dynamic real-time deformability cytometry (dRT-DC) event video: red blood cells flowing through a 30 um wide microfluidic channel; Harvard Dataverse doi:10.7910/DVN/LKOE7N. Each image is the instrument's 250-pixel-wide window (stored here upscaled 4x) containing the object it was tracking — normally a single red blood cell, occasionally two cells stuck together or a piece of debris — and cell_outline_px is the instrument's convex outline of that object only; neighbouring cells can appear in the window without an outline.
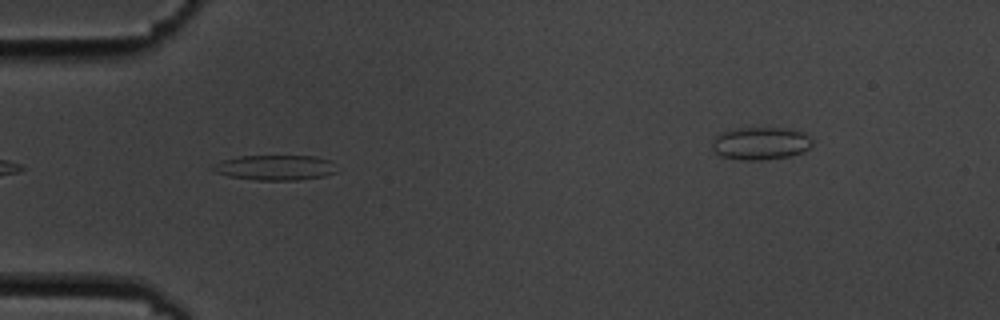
{"species": "common noctule bat (a hibernating species)", "species_latin": "Nyctalus noctula", "temperature_condition": "cold", "stored_images_in_passage": 26, "camera_frame_rate_fps": 3000, "um_per_image_px": 0.085, "animal": {"sex": "male", "body_mass_g": 19.5, "forearm_length_mm": 54.6}, "frame": {"image": 1, "passage_image": 1, "time_ms": 0.0, "image_size_px": [1000, 320], "cell_outline_px": [[336, 172], [324, 176], [296, 180], [256, 180], [228, 176], [216, 172], [208, 168], [220, 160], [240, 156], [316, 156], [332, 160]], "centroid_in_image_um": [23.36, 14.24], "position_along_channel_um": 61.6, "area_um2": 18.26}}
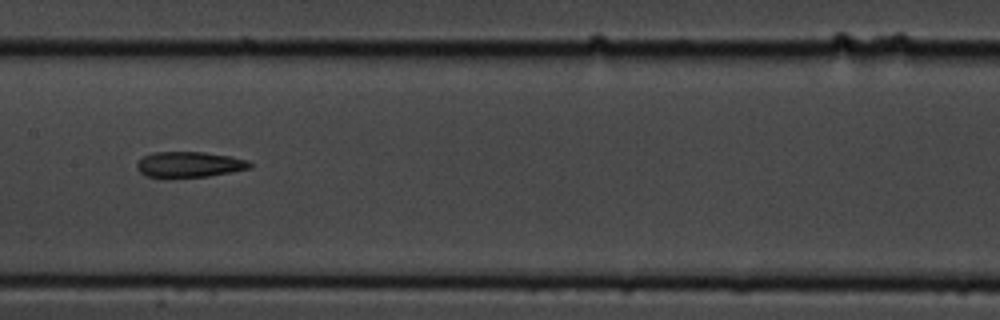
{"frame": {"image": 2, "passage_image": 12, "time_ms": 3.667, "image_size_px": [1000, 320], "cell_outline_px": [[252, 168], [208, 176], [148, 176], [140, 172], [136, 168], [136, 164], [144, 156], [152, 152], [204, 152], [228, 156], [248, 160], [252, 164]], "centroid_in_image_um": [16.11, 13.96], "position_along_channel_um": 191.3, "area_um2": 16.47}}
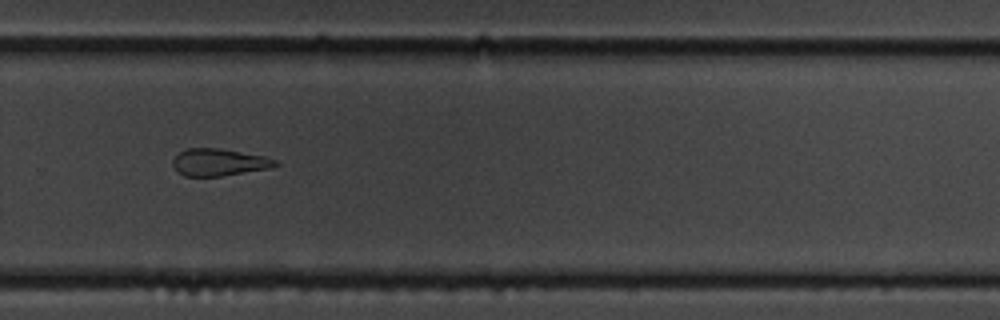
{"frame": {"image": 3, "passage_image": 22, "time_ms": 7.0, "image_size_px": [1000, 320], "cell_outline_px": [[280, 164], [272, 168], [220, 176], [184, 176], [172, 164], [172, 160], [180, 152], [188, 148], [220, 148], [264, 156], [276, 160]], "centroid_in_image_um": [18.65, 13.79], "position_along_channel_um": 311.2, "area_um2": 16.13}}